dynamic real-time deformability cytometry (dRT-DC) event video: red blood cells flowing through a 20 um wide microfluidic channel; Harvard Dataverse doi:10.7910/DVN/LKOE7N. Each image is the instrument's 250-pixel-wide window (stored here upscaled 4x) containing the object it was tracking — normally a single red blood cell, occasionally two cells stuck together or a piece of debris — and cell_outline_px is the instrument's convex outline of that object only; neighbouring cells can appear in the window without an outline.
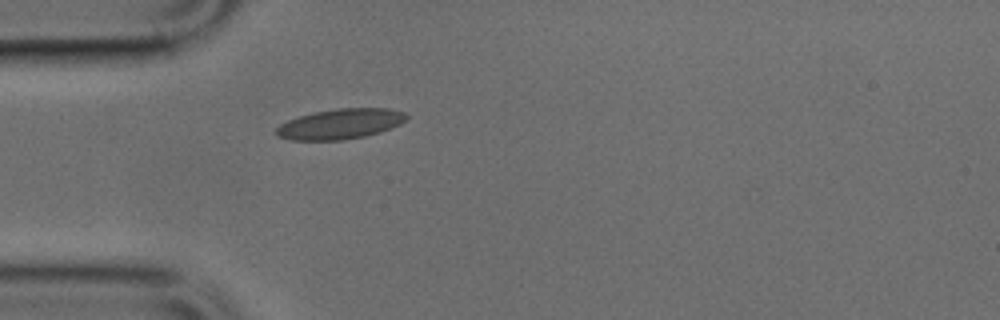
{"species": "common noctule bat (a hibernating species)", "species_latin": "Nyctalus noctula", "temperature_condition": "cold", "stored_images_in_passage": 37, "camera_frame_rate_fps": 3000, "um_per_image_px": 0.085, "animal": {"sex": "male", "body_mass_g": 17.9, "forearm_length_mm": 54.2}, "frame": {"image": 1, "passage_image": 1, "time_ms": 0.0, "image_size_px": [1000, 320], "cell_outline_px": [[408, 116], [400, 124], [380, 132], [364, 136], [340, 140], [292, 140], [276, 136], [276, 128], [280, 124], [288, 120], [312, 112], [336, 108], [388, 108], [404, 112]], "centroid_in_image_um": [28.9, 10.53], "position_along_channel_um": 56.1, "area_um2": 22.89}}
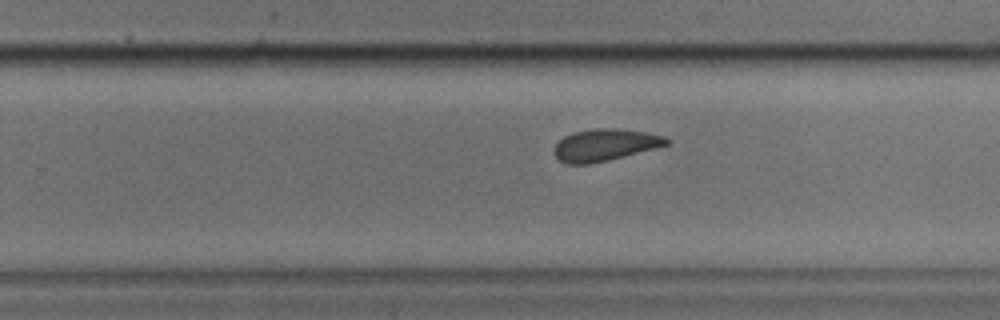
{"frame": {"image": 2, "passage_image": 18, "time_ms": 5.667, "image_size_px": [1000, 320], "cell_outline_px": [[672, 144], [608, 160], [588, 164], [568, 164], [560, 160], [552, 152], [552, 148], [564, 136], [572, 132], [592, 128], [616, 128], [648, 132], [664, 136], [672, 140]], "centroid_in_image_um": [51.44, 12.3], "position_along_channel_um": 278.4, "area_um2": 21.21}}
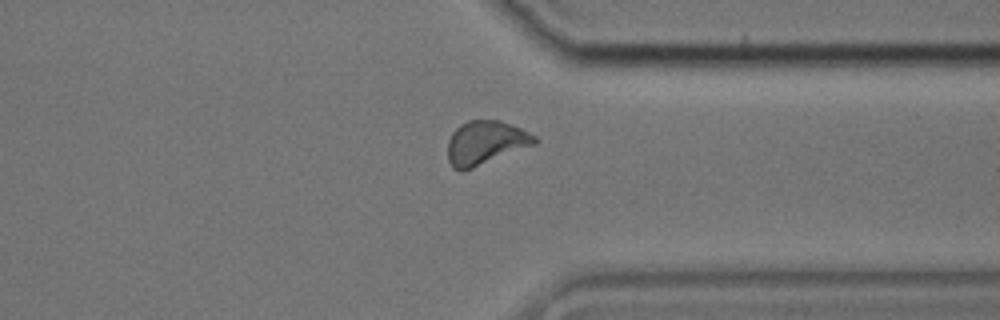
{"frame": {"image": 3, "passage_image": 25, "time_ms": 8.0, "image_size_px": [1000, 320], "cell_outline_px": [[540, 140], [536, 144], [464, 172], [460, 172], [452, 168], [448, 160], [448, 140], [452, 132], [460, 124], [468, 120], [500, 120], [520, 128], [536, 136]], "centroid_in_image_um": [41.25, 12.15], "position_along_channel_um": 370.1, "area_um2": 22.54}}